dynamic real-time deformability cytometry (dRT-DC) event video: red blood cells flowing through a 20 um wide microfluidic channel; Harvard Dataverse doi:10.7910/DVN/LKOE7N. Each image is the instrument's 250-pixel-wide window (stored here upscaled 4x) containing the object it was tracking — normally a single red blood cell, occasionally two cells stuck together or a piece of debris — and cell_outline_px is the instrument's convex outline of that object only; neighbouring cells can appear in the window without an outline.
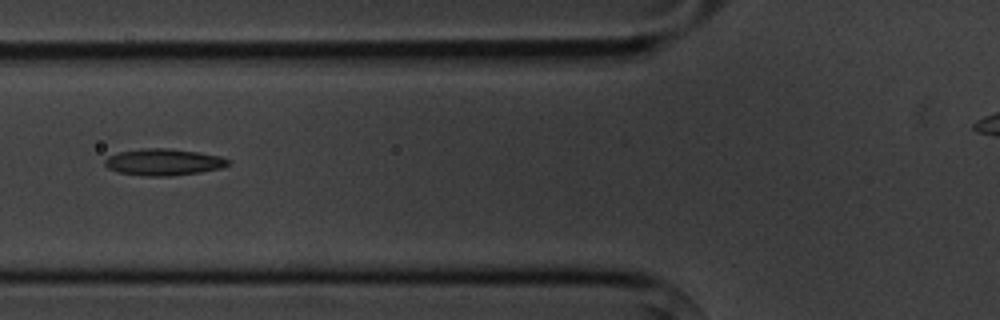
{"species": "common noctule bat (a hibernating species)", "species_latin": "Nyctalus noctula", "temperature_condition": "cold", "stored_images_in_passage": 8, "camera_frame_rate_fps": 3000, "um_per_image_px": 0.085, "animal": {"sex": "male", "body_mass_g": 20.1, "forearm_length_mm": 53.5}, "frame": {"image": 1, "passage_image": 6, "time_ms": 6.667, "image_size_px": [1000, 320], "cell_outline_px": [[232, 164], [220, 168], [200, 172], [172, 176], [144, 176], [120, 172], [108, 168], [104, 164], [104, 160], [108, 156], [120, 152], [140, 148], [168, 148], [200, 152], [220, 156], [232, 160]], "centroid_in_image_um": [13.94, 13.77], "position_along_channel_um": 111.9, "area_um2": 19.31}}
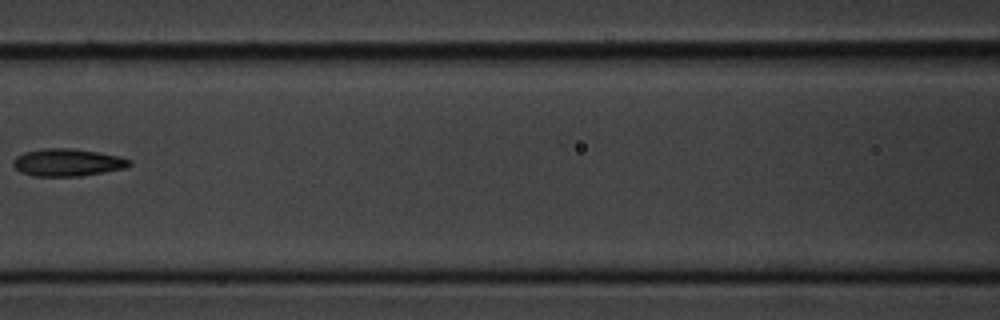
{"frame": {"image": 2, "passage_image": 7, "time_ms": 8.0, "image_size_px": [1000, 320], "cell_outline_px": [[132, 164], [124, 168], [104, 172], [80, 176], [32, 176], [20, 172], [12, 164], [12, 160], [16, 156], [24, 152], [44, 148], [72, 148], [120, 156], [132, 160]], "centroid_in_image_um": [5.72, 13.81], "position_along_channel_um": 160.9, "area_um2": 18.67}}
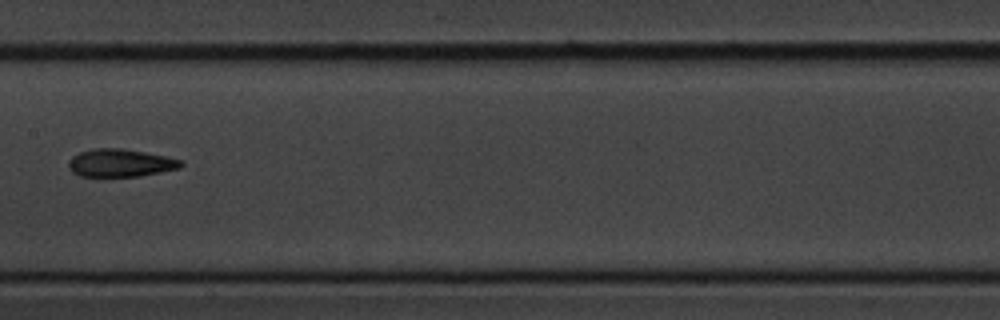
{"frame": {"image": 3, "passage_image": 8, "time_ms": 9.0, "image_size_px": [1000, 320], "cell_outline_px": [[184, 164], [180, 168], [140, 176], [80, 176], [72, 172], [68, 168], [68, 164], [72, 156], [80, 152], [92, 148], [124, 148], [184, 160]], "centroid_in_image_um": [10.23, 13.84], "position_along_channel_um": 197.2, "area_um2": 18.26}}